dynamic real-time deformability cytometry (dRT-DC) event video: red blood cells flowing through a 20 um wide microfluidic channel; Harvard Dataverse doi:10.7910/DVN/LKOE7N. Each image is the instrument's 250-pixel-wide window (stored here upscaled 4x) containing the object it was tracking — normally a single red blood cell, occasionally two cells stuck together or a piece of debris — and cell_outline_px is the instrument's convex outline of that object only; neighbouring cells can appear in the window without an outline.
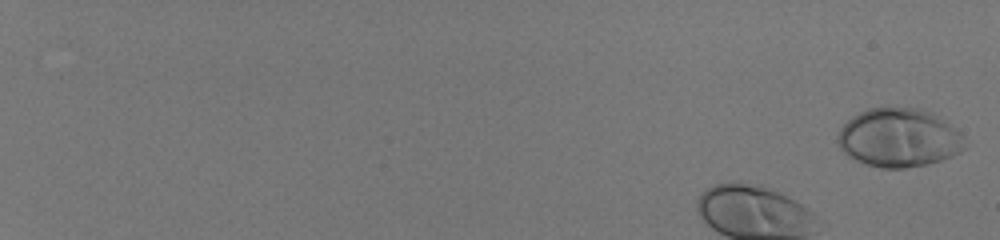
{"species": "human", "species_latin": "Homo sapiens", "temperature_condition": "room temperature", "stored_images_in_passage": 48, "camera_frame_rate_fps": 3000, "um_per_image_px": 0.085, "donor": {"sex": "male"}, "frame": {"image": 1, "passage_image": 1, "time_ms": 0.0, "image_size_px": [1000, 240], "cell_outline_px": [[964, 148], [960, 152], [952, 156], [928, 164], [904, 168], [880, 168], [856, 160], [848, 156], [840, 148], [836, 140], [836, 136], [840, 128], [852, 116], [868, 108], [884, 104], [920, 108], [932, 112], [940, 116], [960, 132], [964, 136]], "centroid_in_image_um": [76.39, 11.66], "position_along_channel_um": 8.6, "area_um2": 44.33}}
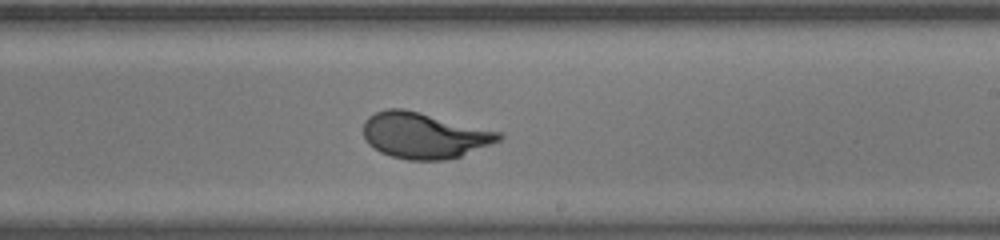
{"frame": {"image": 2, "passage_image": 33, "time_ms": 10.667, "image_size_px": [1000, 240], "cell_outline_px": [[504, 136], [500, 140], [492, 144], [460, 156], [444, 160], [408, 160], [392, 156], [380, 152], [368, 144], [364, 136], [364, 120], [368, 116], [376, 112], [388, 108], [404, 108], [504, 132]], "centroid_in_image_um": [36.08, 11.5], "position_along_channel_um": 252.9, "area_um2": 36.53}}
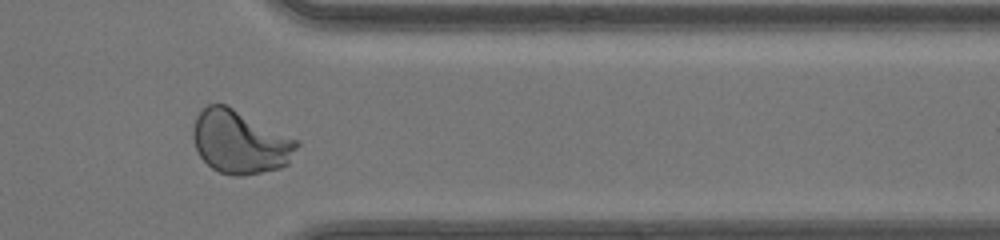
{"frame": {"image": 3, "passage_image": 43, "time_ms": 14.0, "image_size_px": [1000, 240], "cell_outline_px": [[300, 144], [288, 164], [280, 168], [244, 176], [232, 176], [220, 172], [212, 168], [200, 156], [196, 148], [192, 136], [192, 128], [196, 116], [208, 104], [224, 104], [300, 140]], "centroid_in_image_um": [20.42, 12.08], "position_along_channel_um": 391.0, "area_um2": 38.32}}